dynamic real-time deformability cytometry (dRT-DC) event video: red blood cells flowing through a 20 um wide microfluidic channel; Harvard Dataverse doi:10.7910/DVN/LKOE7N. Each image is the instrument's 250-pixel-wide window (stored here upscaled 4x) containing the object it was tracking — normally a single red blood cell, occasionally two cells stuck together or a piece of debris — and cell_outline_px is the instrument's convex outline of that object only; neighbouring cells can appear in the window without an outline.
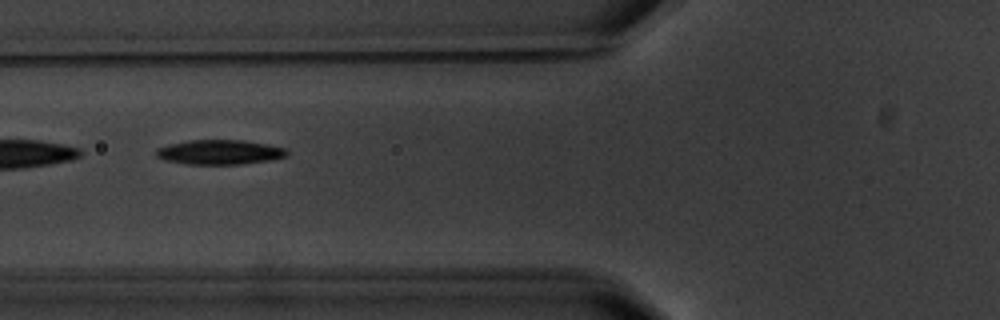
{"species": "common noctule bat (a hibernating species)", "species_latin": "Nyctalus noctula", "temperature_condition": "warm", "stored_images_in_passage": 14, "camera_frame_rate_fps": 3000, "um_per_image_px": 0.085, "animal": {"sex": "male", "body_mass_g": 20.1, "forearm_length_mm": 53.5}, "frame": {"image": 1, "passage_image": 5, "time_ms": 6.0, "image_size_px": [1000, 320], "cell_outline_px": [[288, 156], [272, 160], [240, 164], [188, 164], [164, 160], [156, 156], [156, 148], [168, 144], [188, 140], [244, 140], [284, 148], [288, 152]], "centroid_in_image_um": [18.65, 12.93], "position_along_channel_um": 107.2, "area_um2": 18.79}}
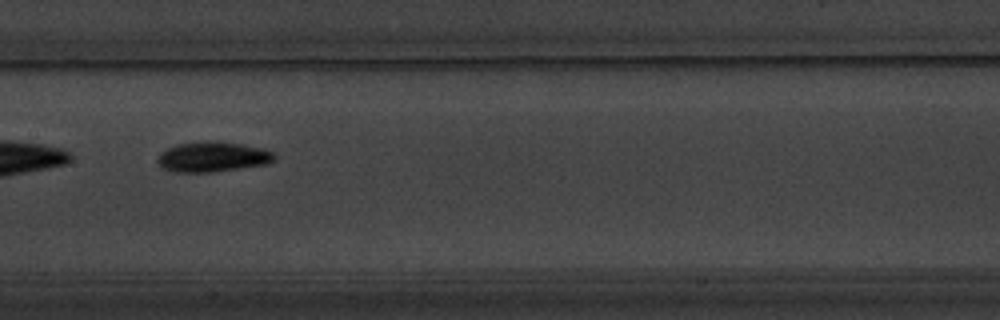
{"frame": {"image": 2, "passage_image": 7, "time_ms": 8.333, "image_size_px": [1000, 320], "cell_outline_px": [[276, 160], [268, 164], [212, 172], [172, 172], [160, 168], [156, 160], [160, 152], [176, 144], [204, 140], [216, 140], [240, 144], [260, 148], [272, 152], [276, 156]], "centroid_in_image_um": [18.03, 13.33], "position_along_channel_um": 189.4, "area_um2": 20.87}, "authors_computed_cell_mechanics": {"area_um2": 19.5075, "velocity_mm_per_s": 3.4967, "shape_relaxation_time_tau1_ms": 4.5669, "shape_relaxation_time_tau2_ms": 7.6911, "deformation_change_tau1": 0.1446, "deformation_change_tau2": 0.1092}}